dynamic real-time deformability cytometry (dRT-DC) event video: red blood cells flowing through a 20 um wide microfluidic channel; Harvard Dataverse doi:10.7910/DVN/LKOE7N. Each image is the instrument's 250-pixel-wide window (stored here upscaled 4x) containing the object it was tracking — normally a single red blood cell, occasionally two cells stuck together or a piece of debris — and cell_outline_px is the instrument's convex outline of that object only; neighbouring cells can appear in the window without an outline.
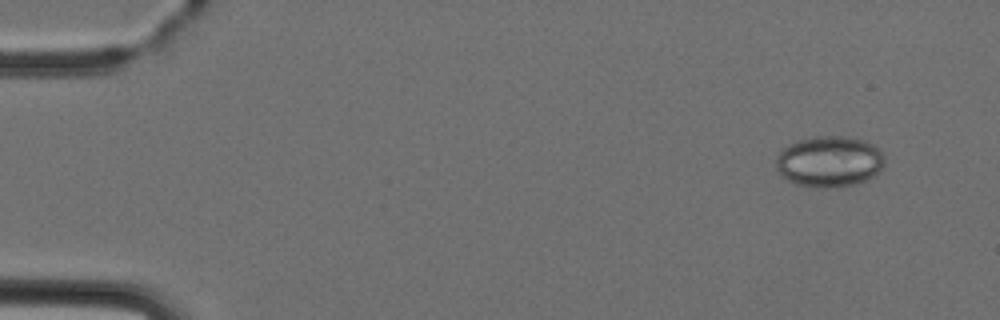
{"species": "Egyptian fruit bat (a non-hibernating species)", "species_latin": "Rousettus aegyptiacus", "temperature_condition": "cold", "stored_images_in_passage": 5, "camera_frame_rate_fps": 3000, "um_per_image_px": 0.085, "animal": {"sex": "female"}, "frame": {"image": 1, "passage_image": 1, "time_ms": 0.0, "image_size_px": [1000, 320], "cell_outline_px": [[884, 164], [868, 180], [856, 184], [828, 188], [816, 188], [796, 184], [788, 180], [776, 168], [776, 156], [780, 148], [796, 140], [816, 136], [840, 136], [864, 140], [880, 148], [884, 156]], "centroid_in_image_um": [70.47, 13.72], "position_along_channel_um": 14.5, "area_um2": 32.54}}